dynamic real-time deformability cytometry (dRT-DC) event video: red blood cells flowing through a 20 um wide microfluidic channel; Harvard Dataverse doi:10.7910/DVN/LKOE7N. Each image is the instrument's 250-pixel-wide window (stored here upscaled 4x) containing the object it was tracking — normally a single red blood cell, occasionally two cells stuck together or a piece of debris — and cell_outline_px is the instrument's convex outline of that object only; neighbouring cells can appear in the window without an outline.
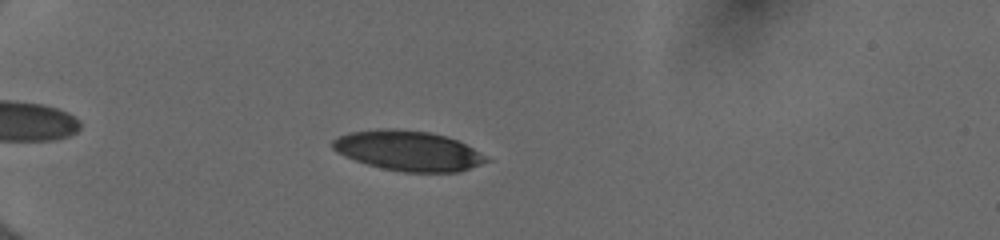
{"species": "human", "species_latin": "Homo sapiens", "temperature_condition": "cold", "stored_images_in_passage": 41, "camera_frame_rate_fps": 3000, "um_per_image_px": 0.085, "donor": {"sex": "female"}, "frame": {"image": 1, "passage_image": 9, "time_ms": 2.667, "image_size_px": [1000, 240], "cell_outline_px": [[492, 160], [460, 172], [404, 172], [380, 168], [344, 156], [336, 152], [332, 148], [332, 140], [348, 132], [384, 128], [396, 128], [428, 132], [444, 136], [456, 140], [472, 148]], "centroid_in_image_um": [34.68, 12.82], "position_along_channel_um": 50.3, "area_um2": 35.78}}
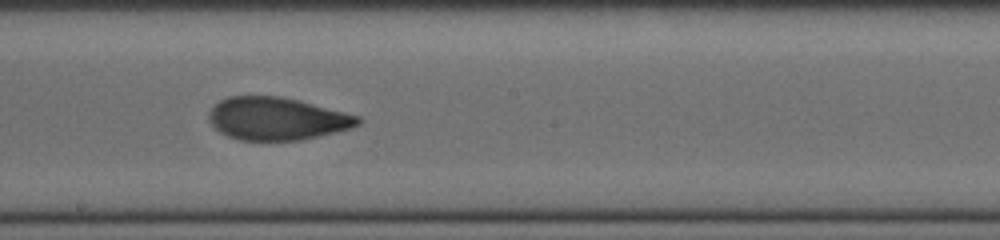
{"frame": {"image": 2, "passage_image": 25, "time_ms": 8.0, "image_size_px": [1000, 240], "cell_outline_px": [[364, 120], [360, 124], [352, 128], [336, 132], [300, 140], [240, 140], [228, 136], [220, 132], [208, 120], [208, 116], [212, 108], [220, 100], [228, 96], [280, 96], [360, 116]], "centroid_in_image_um": [23.55, 10.09], "position_along_channel_um": 224.7, "area_um2": 36.88}}
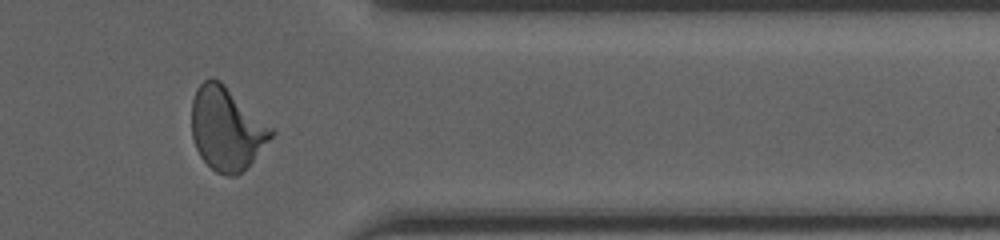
{"frame": {"image": 3, "passage_image": 38, "time_ms": 12.333, "image_size_px": [1000, 240], "cell_outline_px": [[276, 132], [252, 160], [236, 176], [228, 176], [216, 172], [200, 156], [196, 148], [192, 136], [192, 100], [196, 88], [204, 80], [212, 76], [220, 80], [272, 128]], "centroid_in_image_um": [19.23, 10.91], "position_along_channel_um": 392.2, "area_um2": 38.03}, "authors_computed_cell_mechanics": {"area_um2": 36.8764, "velocity_mm_per_s": 4.0116, "shape_relaxation_time_tau1_ms": 3.9655, "shape_relaxation_time_tau2_ms": 1.2882, "deformation_change_tau1": 0.1706, "deformation_change_tau2": 0.0732}}